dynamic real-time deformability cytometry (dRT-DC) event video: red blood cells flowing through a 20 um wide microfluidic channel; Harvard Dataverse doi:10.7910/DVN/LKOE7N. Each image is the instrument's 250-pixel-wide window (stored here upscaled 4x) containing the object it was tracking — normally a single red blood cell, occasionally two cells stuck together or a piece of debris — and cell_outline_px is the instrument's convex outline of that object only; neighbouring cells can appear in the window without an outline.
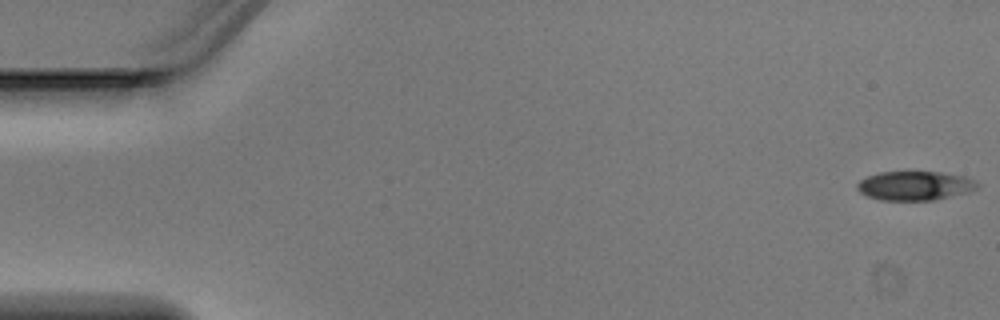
{"species": "Egyptian fruit bat (a non-hibernating species)", "species_latin": "Rousettus aegyptiacus", "temperature_condition": "warm", "stored_images_in_passage": 4, "camera_frame_rate_fps": 3000, "um_per_image_px": 0.085, "animal": {"sex": "male"}, "frame": {"image": 1, "passage_image": 1, "time_ms": 0.0, "image_size_px": [1000, 320], "cell_outline_px": [[980, 188], [968, 192], [932, 200], [880, 200], [868, 196], [860, 192], [856, 188], [856, 184], [860, 180], [868, 176], [880, 172], [940, 172], [964, 176], [976, 180], [980, 184]], "centroid_in_image_um": [77.79, 15.78], "position_along_channel_um": 7.2, "area_um2": 20.4}}
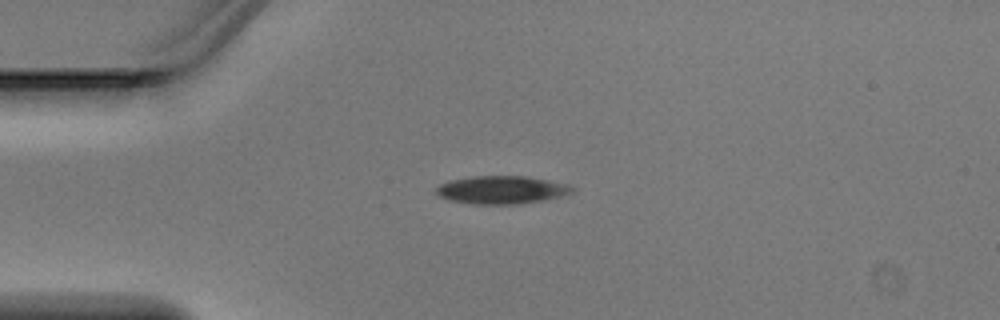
{"frame": {"image": 2, "passage_image": 4, "time_ms": 1.0, "image_size_px": [1000, 320], "cell_outline_px": [[576, 192], [544, 200], [520, 204], [472, 204], [448, 200], [436, 196], [436, 188], [440, 184], [448, 180], [472, 176], [528, 176], [568, 184], [576, 188]], "centroid_in_image_um": [42.63, 16.14], "position_along_channel_um": 42.4, "area_um2": 22.54}}